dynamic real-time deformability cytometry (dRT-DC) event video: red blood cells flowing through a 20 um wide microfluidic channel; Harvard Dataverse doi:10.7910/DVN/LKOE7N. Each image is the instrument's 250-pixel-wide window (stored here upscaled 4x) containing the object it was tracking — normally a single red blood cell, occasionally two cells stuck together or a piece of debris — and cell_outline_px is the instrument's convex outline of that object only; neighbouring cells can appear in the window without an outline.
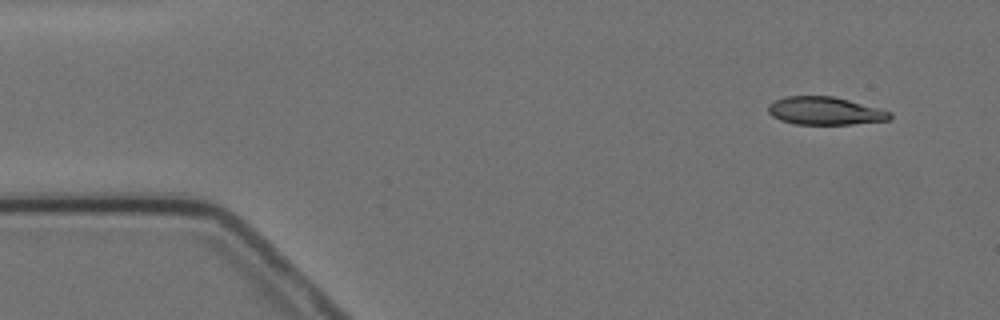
{"species": "Egyptian fruit bat (a non-hibernating species)", "species_latin": "Rousettus aegyptiacus", "temperature_condition": "cold", "stored_images_in_passage": 4, "camera_frame_rate_fps": 3000, "um_per_image_px": 0.085, "animal": {"sex": "female"}, "frame": {"image": 1, "passage_image": 1, "time_ms": 0.0, "image_size_px": [1000, 320], "cell_outline_px": [[892, 120], [852, 124], [796, 124], [780, 120], [772, 116], [768, 112], [768, 104], [784, 96], [832, 96], [880, 108], [892, 112]], "centroid_in_image_um": [70.15, 9.43], "position_along_channel_um": 14.9, "area_um2": 19.88}}
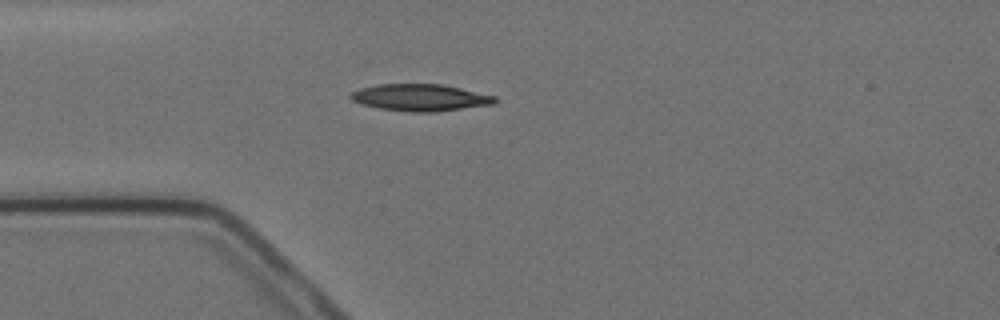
{"frame": {"image": 2, "passage_image": 4, "time_ms": 3.333, "image_size_px": [1000, 320], "cell_outline_px": [[500, 100], [496, 104], [436, 112], [412, 112], [380, 108], [360, 104], [352, 100], [348, 96], [352, 92], [360, 88], [376, 84], [440, 84], [460, 88], [496, 96]], "centroid_in_image_um": [35.75, 8.29], "position_along_channel_um": 49.2, "area_um2": 22.77}}